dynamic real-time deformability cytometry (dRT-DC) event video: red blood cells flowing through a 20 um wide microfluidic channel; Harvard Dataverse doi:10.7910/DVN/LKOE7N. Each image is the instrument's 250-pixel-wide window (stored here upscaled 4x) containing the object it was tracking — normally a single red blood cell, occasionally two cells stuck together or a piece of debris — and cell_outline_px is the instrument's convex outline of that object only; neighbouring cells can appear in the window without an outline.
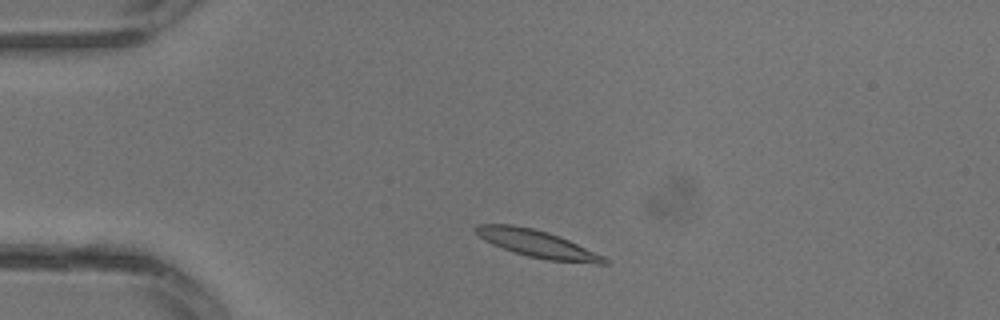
{"species": "common noctule bat (a hibernating species)", "species_latin": "Nyctalus noctula", "temperature_condition": "warm", "stored_images_in_passage": 28, "camera_frame_rate_fps": 3000, "um_per_image_px": 0.085, "animal": {"sex": "male", "body_mass_g": 13.3}, "frame": {"image": 1, "passage_image": 3, "time_ms": 0.667, "image_size_px": [1000, 320], "cell_outline_px": [[608, 264], [596, 264], [548, 260], [528, 256], [492, 244], [484, 240], [472, 228], [476, 224], [512, 224], [532, 228], [548, 232], [568, 240], [604, 256], [608, 260]], "centroid_in_image_um": [45.66, 20.72], "position_along_channel_um": 39.3, "area_um2": 20.23}}
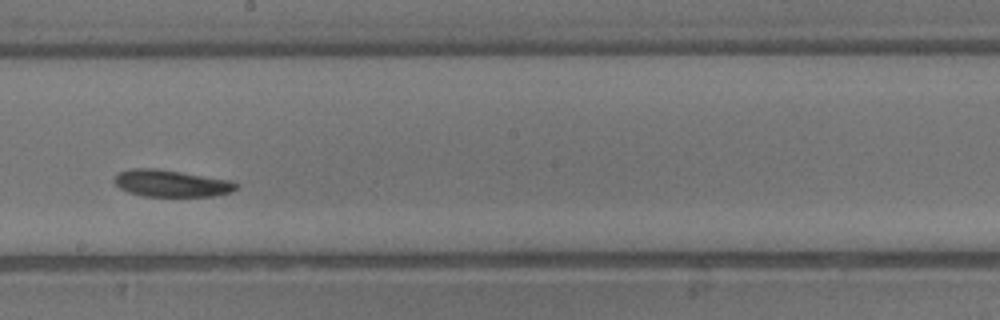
{"frame": {"image": 2, "passage_image": 14, "time_ms": 4.333, "image_size_px": [1000, 320], "cell_outline_px": [[240, 184], [232, 192], [216, 196], [144, 196], [128, 192], [120, 188], [112, 180], [120, 172], [136, 168], [156, 168], [232, 180]], "centroid_in_image_um": [14.61, 15.59], "position_along_channel_um": 233.6, "area_um2": 19.13}}
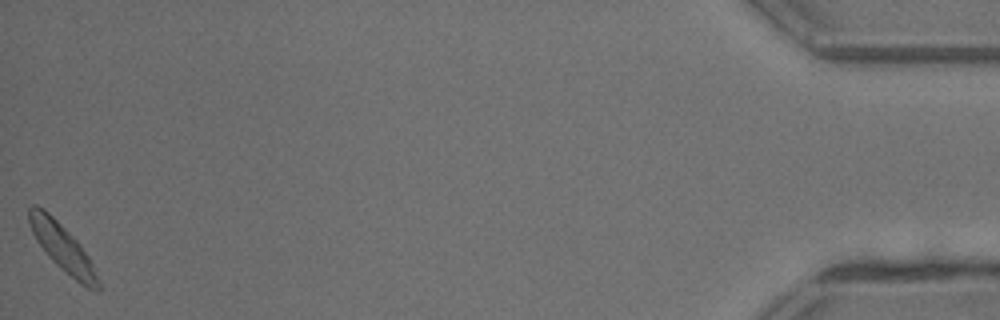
{"frame": {"image": 3, "passage_image": 28, "time_ms": 9.0, "image_size_px": [1000, 320], "cell_outline_px": [[100, 292], [88, 288], [80, 284], [56, 264], [48, 256], [36, 240], [32, 232], [28, 220], [28, 208], [32, 204], [36, 204], [44, 208], [80, 244], [88, 256], [92, 264], [100, 284]], "centroid_in_image_um": [5.29, 21.03], "position_along_channel_um": 429.9, "area_um2": 18.73}}